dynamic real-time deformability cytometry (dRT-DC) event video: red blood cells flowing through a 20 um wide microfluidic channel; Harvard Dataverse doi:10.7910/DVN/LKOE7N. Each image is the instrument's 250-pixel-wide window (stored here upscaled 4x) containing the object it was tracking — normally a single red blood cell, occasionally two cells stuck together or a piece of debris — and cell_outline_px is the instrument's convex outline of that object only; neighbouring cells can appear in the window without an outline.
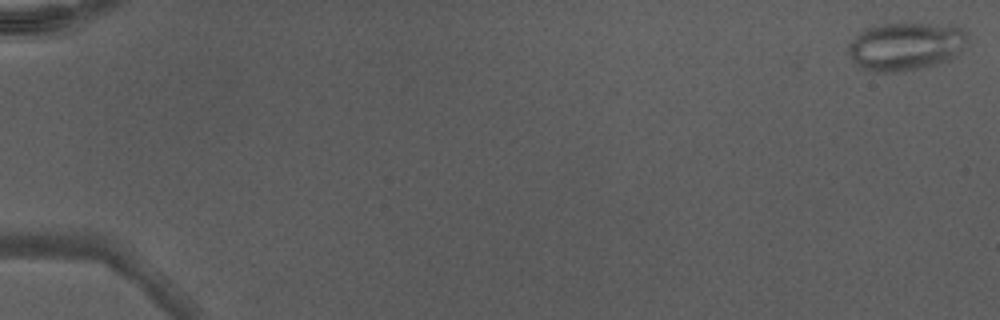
{"species": "Egyptian fruit bat (a non-hibernating species)", "species_latin": "Rousettus aegyptiacus", "temperature_condition": "warm", "stored_images_in_passage": 49, "camera_frame_rate_fps": 3000, "um_per_image_px": 0.085, "animal": {"sex": "male"}, "frame": {"image": 1, "passage_image": 1, "time_ms": 0.0, "image_size_px": [1000, 320], "cell_outline_px": [[968, 36], [960, 52], [936, 64], [920, 68], [896, 72], [876, 72], [860, 68], [856, 64], [848, 52], [848, 44], [860, 32], [868, 28], [880, 24], [956, 24], [964, 28], [968, 32]], "centroid_in_image_um": [77.0, 3.92], "position_along_channel_um": 8.0, "area_um2": 33.29}}
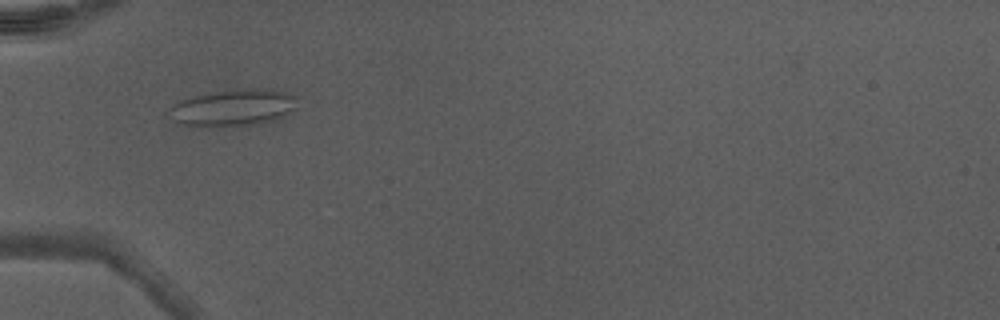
{"frame": {"image": 2, "passage_image": 18, "time_ms": 5.667, "image_size_px": [1000, 320], "cell_outline_px": [[296, 96], [292, 108], [284, 116], [272, 120], [256, 124], [184, 124], [176, 120], [172, 108], [176, 100], [188, 96], [216, 92], [252, 88], [272, 88]], "centroid_in_image_um": [19.88, 9.09], "position_along_channel_um": 65.1, "area_um2": 26.01}}
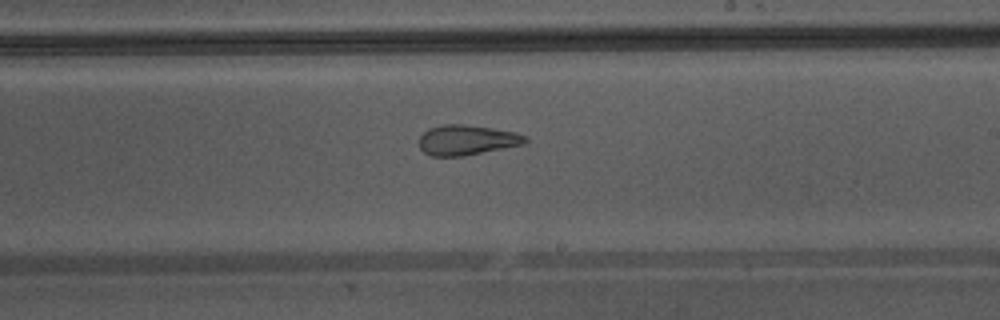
{"frame": {"image": 3, "passage_image": 31, "time_ms": 10.0, "image_size_px": [1000, 320], "cell_outline_px": [[528, 140], [524, 144], [460, 156], [432, 156], [424, 152], [420, 148], [420, 136], [428, 128], [444, 124], [464, 124], [492, 128], [516, 132], [528, 136]], "centroid_in_image_um": [39.69, 11.89], "position_along_channel_um": 249.3, "area_um2": 18.5}, "authors_computed_cell_mechanics": {"area_um2": 23.5824, "velocity_mm_per_s": 4.3543, "shape_relaxation_time_tau1_ms": null, "shape_relaxation_time_tau2_ms": 1.5408, "deformation_change_tau1": null, "deformation_change_tau2": 0.1052}}